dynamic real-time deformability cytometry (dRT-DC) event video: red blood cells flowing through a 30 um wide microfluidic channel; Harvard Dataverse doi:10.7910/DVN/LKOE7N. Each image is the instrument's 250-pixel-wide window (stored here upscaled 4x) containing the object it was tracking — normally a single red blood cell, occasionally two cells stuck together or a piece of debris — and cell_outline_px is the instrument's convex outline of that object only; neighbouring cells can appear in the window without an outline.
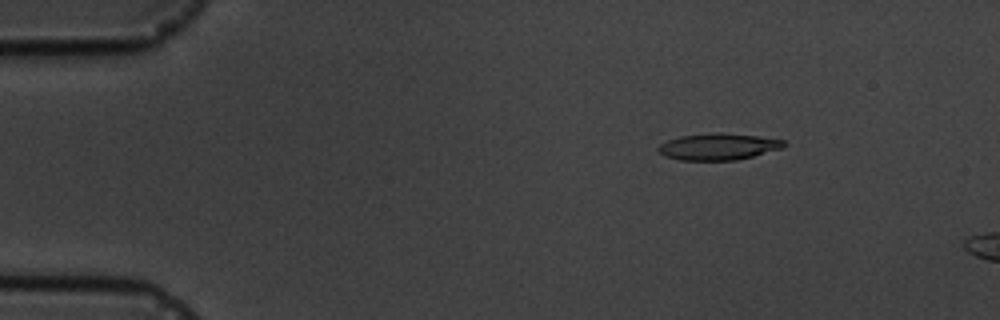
{"species": "common noctule bat (a hibernating species)", "species_latin": "Nyctalus noctula", "temperature_condition": "cold", "stored_images_in_passage": 5, "camera_frame_rate_fps": 3000, "um_per_image_px": 0.085, "animal": {"sex": "male", "body_mass_g": 19.5, "forearm_length_mm": 54.6}, "frame": {"image": 1, "passage_image": 3, "time_ms": 2.333, "image_size_px": [1000, 320], "cell_outline_px": [[788, 144], [784, 148], [736, 160], [680, 160], [668, 156], [660, 152], [656, 148], [660, 144], [668, 140], [680, 136], [716, 132], [720, 132], [756, 136], [784, 140]], "centroid_in_image_um": [61.09, 12.46], "position_along_channel_um": 23.9, "area_um2": 19.36}}